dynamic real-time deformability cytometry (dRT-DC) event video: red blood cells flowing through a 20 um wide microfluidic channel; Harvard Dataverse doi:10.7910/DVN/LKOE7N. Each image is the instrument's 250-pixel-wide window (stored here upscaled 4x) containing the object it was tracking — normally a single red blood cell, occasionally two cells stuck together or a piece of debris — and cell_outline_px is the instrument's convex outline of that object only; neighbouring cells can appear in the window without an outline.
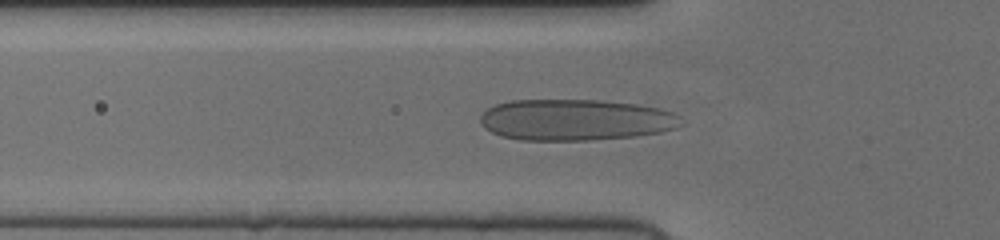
{"species": "human", "species_latin": "Homo sapiens", "temperature_condition": "cold", "stored_images_in_passage": 53, "segment_of_instrument_passage": [1, 2], "camera_frame_rate_fps": 3000, "um_per_image_px": 0.085, "donor": {"sex": "female"}, "frame": {"image": 1, "passage_image": 17, "time_ms": 5.333, "image_size_px": [1000, 240], "cell_outline_px": [[684, 124], [676, 128], [660, 132], [636, 136], [588, 140], [520, 140], [500, 136], [484, 128], [480, 120], [480, 116], [488, 108], [496, 104], [512, 100], [600, 100], [636, 104], [660, 108], [672, 112], [680, 116]], "centroid_in_image_um": [48.94, 10.19], "position_along_channel_um": 76.9, "area_um2": 48.49}}
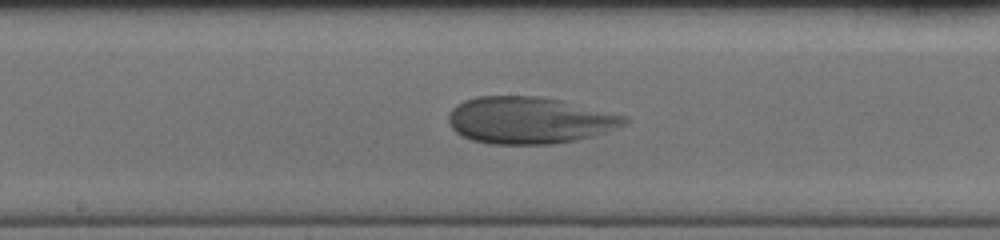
{"frame": {"image": 2, "passage_image": 27, "time_ms": 8.667, "image_size_px": [1000, 240], "cell_outline_px": [[628, 120], [624, 124], [604, 132], [592, 136], [576, 140], [552, 144], [488, 144], [472, 140], [460, 136], [452, 128], [448, 120], [448, 116], [452, 108], [456, 104], [464, 100], [476, 96], [540, 96], [560, 100], [628, 116]], "centroid_in_image_um": [44.95, 10.22], "position_along_channel_um": 203.3, "area_um2": 48.09}}
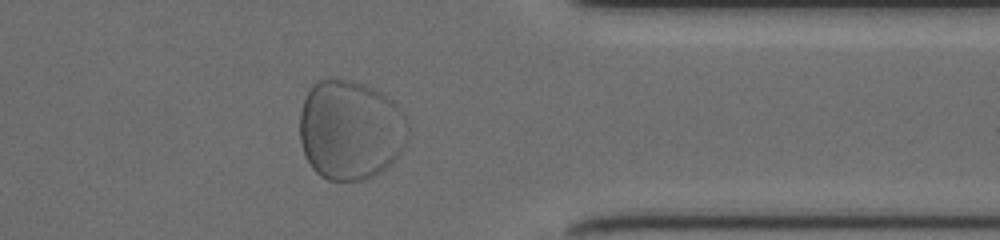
{"frame": {"image": 3, "passage_image": 42, "time_ms": 13.667, "image_size_px": [1000, 240], "cell_outline_px": [[408, 140], [400, 152], [380, 172], [364, 180], [328, 180], [320, 176], [312, 168], [304, 152], [300, 140], [300, 112], [304, 100], [312, 84], [320, 80], [352, 80], [372, 88], [380, 92], [392, 100], [396, 104], [404, 116], [408, 132]], "centroid_in_image_um": [29.76, 11.05], "position_along_channel_um": 381.6, "area_um2": 62.54}}